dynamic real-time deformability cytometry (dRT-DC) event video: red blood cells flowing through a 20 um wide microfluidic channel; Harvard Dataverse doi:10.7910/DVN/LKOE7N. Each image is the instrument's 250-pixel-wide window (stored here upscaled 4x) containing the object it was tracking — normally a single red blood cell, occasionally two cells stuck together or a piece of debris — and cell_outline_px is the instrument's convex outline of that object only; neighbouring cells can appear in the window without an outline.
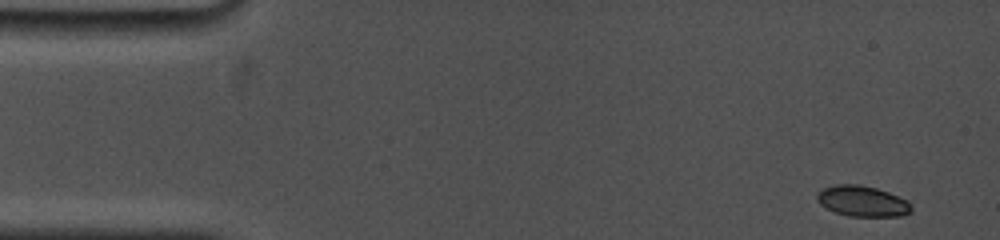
{"species": "common noctule bat (a hibernating species)", "species_latin": "Nyctalus noctula", "temperature_condition": "cold", "stored_images_in_passage": 77, "camera_frame_rate_fps": 5000, "um_per_image_px": 0.085, "animal": {"sex": "female", "body_mass_g": 19.0, "forearm_length_mm": 53.3}, "frame": {"image": 1, "passage_image": 1, "time_ms": 0.0, "image_size_px": [1000, 240], "cell_outline_px": [[912, 212], [904, 216], [848, 216], [836, 212], [820, 204], [816, 200], [816, 196], [824, 188], [836, 184], [860, 184], [876, 188], [888, 192], [908, 200], [912, 204]], "centroid_in_image_um": [73.35, 17.1], "position_along_channel_um": 11.6, "area_um2": 16.94}}
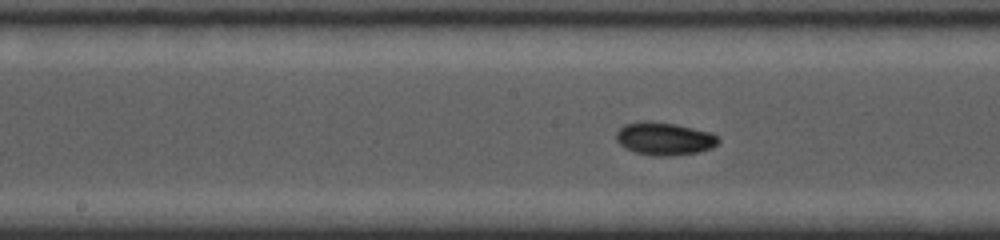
{"frame": {"image": 2, "passage_image": 42, "time_ms": 7.8, "image_size_px": [1000, 240], "cell_outline_px": [[720, 140], [712, 148], [700, 152], [668, 156], [656, 156], [636, 152], [624, 148], [616, 140], [616, 132], [624, 124], [644, 120], [648, 120], [676, 124], [712, 132]], "centroid_in_image_um": [56.46, 11.78], "position_along_channel_um": 191.7, "area_um2": 19.71}}
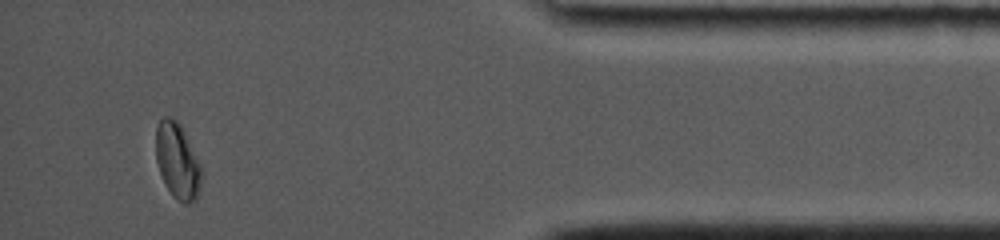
{"frame": {"image": 3, "passage_image": 75, "time_ms": 14.8, "image_size_px": [1000, 240], "cell_outline_px": [[200, 188], [196, 200], [188, 204], [184, 204], [176, 200], [172, 196], [160, 172], [156, 160], [156, 128], [160, 120], [164, 116], [168, 116], [176, 120], [180, 124], [200, 164]], "centroid_in_image_um": [15.07, 13.7], "position_along_channel_um": 420.1, "area_um2": 19.83}, "authors_computed_cell_mechanics": {"area_um2": 17.7446, "velocity_mm_per_s": 3.7474, "shape_relaxation_time_tau1_ms": 2.8599, "shape_relaxation_time_tau2_ms": 4.4177, "deformation_change_tau1": 0.1252, "deformation_change_tau2": 0.0476}}